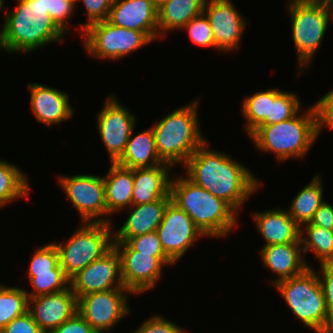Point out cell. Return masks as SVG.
<instances>
[{
  "label": "cell",
  "mask_w": 333,
  "mask_h": 333,
  "mask_svg": "<svg viewBox=\"0 0 333 333\" xmlns=\"http://www.w3.org/2000/svg\"><path fill=\"white\" fill-rule=\"evenodd\" d=\"M28 177L17 165L0 160V208L29 195Z\"/></svg>",
  "instance_id": "cell-28"
},
{
  "label": "cell",
  "mask_w": 333,
  "mask_h": 333,
  "mask_svg": "<svg viewBox=\"0 0 333 333\" xmlns=\"http://www.w3.org/2000/svg\"><path fill=\"white\" fill-rule=\"evenodd\" d=\"M310 223L327 230H333V206L324 201L315 212Z\"/></svg>",
  "instance_id": "cell-44"
},
{
  "label": "cell",
  "mask_w": 333,
  "mask_h": 333,
  "mask_svg": "<svg viewBox=\"0 0 333 333\" xmlns=\"http://www.w3.org/2000/svg\"><path fill=\"white\" fill-rule=\"evenodd\" d=\"M28 267V277L44 273H64L60 266L59 252L54 243H48L36 248Z\"/></svg>",
  "instance_id": "cell-32"
},
{
  "label": "cell",
  "mask_w": 333,
  "mask_h": 333,
  "mask_svg": "<svg viewBox=\"0 0 333 333\" xmlns=\"http://www.w3.org/2000/svg\"><path fill=\"white\" fill-rule=\"evenodd\" d=\"M50 333H97L77 312Z\"/></svg>",
  "instance_id": "cell-43"
},
{
  "label": "cell",
  "mask_w": 333,
  "mask_h": 333,
  "mask_svg": "<svg viewBox=\"0 0 333 333\" xmlns=\"http://www.w3.org/2000/svg\"><path fill=\"white\" fill-rule=\"evenodd\" d=\"M329 8H330V12H331V16H332V20H333V0H326Z\"/></svg>",
  "instance_id": "cell-46"
},
{
  "label": "cell",
  "mask_w": 333,
  "mask_h": 333,
  "mask_svg": "<svg viewBox=\"0 0 333 333\" xmlns=\"http://www.w3.org/2000/svg\"><path fill=\"white\" fill-rule=\"evenodd\" d=\"M206 0H168L158 8V38L169 31L181 30L203 13Z\"/></svg>",
  "instance_id": "cell-26"
},
{
  "label": "cell",
  "mask_w": 333,
  "mask_h": 333,
  "mask_svg": "<svg viewBox=\"0 0 333 333\" xmlns=\"http://www.w3.org/2000/svg\"><path fill=\"white\" fill-rule=\"evenodd\" d=\"M89 55L101 60H119L152 40L142 31L118 27L108 20L91 24L81 36Z\"/></svg>",
  "instance_id": "cell-9"
},
{
  "label": "cell",
  "mask_w": 333,
  "mask_h": 333,
  "mask_svg": "<svg viewBox=\"0 0 333 333\" xmlns=\"http://www.w3.org/2000/svg\"><path fill=\"white\" fill-rule=\"evenodd\" d=\"M76 3V0H48L49 16L65 33L69 28L67 22L76 8Z\"/></svg>",
  "instance_id": "cell-40"
},
{
  "label": "cell",
  "mask_w": 333,
  "mask_h": 333,
  "mask_svg": "<svg viewBox=\"0 0 333 333\" xmlns=\"http://www.w3.org/2000/svg\"><path fill=\"white\" fill-rule=\"evenodd\" d=\"M300 106L297 94L275 89V100L271 101L270 124L291 119L300 113Z\"/></svg>",
  "instance_id": "cell-33"
},
{
  "label": "cell",
  "mask_w": 333,
  "mask_h": 333,
  "mask_svg": "<svg viewBox=\"0 0 333 333\" xmlns=\"http://www.w3.org/2000/svg\"><path fill=\"white\" fill-rule=\"evenodd\" d=\"M4 1L5 0H0V13H1L2 9H3L4 4H5Z\"/></svg>",
  "instance_id": "cell-47"
},
{
  "label": "cell",
  "mask_w": 333,
  "mask_h": 333,
  "mask_svg": "<svg viewBox=\"0 0 333 333\" xmlns=\"http://www.w3.org/2000/svg\"><path fill=\"white\" fill-rule=\"evenodd\" d=\"M113 247L121 257L122 283L134 296L152 290L163 267L175 264L169 257L139 254L127 242H113Z\"/></svg>",
  "instance_id": "cell-11"
},
{
  "label": "cell",
  "mask_w": 333,
  "mask_h": 333,
  "mask_svg": "<svg viewBox=\"0 0 333 333\" xmlns=\"http://www.w3.org/2000/svg\"><path fill=\"white\" fill-rule=\"evenodd\" d=\"M5 13L0 30V48L9 53H30L53 42H61L65 32L48 14V0H18ZM51 42V43H50Z\"/></svg>",
  "instance_id": "cell-2"
},
{
  "label": "cell",
  "mask_w": 333,
  "mask_h": 333,
  "mask_svg": "<svg viewBox=\"0 0 333 333\" xmlns=\"http://www.w3.org/2000/svg\"><path fill=\"white\" fill-rule=\"evenodd\" d=\"M28 278L33 287L30 293L25 290L28 298L56 293L70 287V279L65 273H44Z\"/></svg>",
  "instance_id": "cell-34"
},
{
  "label": "cell",
  "mask_w": 333,
  "mask_h": 333,
  "mask_svg": "<svg viewBox=\"0 0 333 333\" xmlns=\"http://www.w3.org/2000/svg\"><path fill=\"white\" fill-rule=\"evenodd\" d=\"M252 215H254L255 227L266 242L264 246L301 243L300 226L293 220L287 210L279 207L255 212Z\"/></svg>",
  "instance_id": "cell-23"
},
{
  "label": "cell",
  "mask_w": 333,
  "mask_h": 333,
  "mask_svg": "<svg viewBox=\"0 0 333 333\" xmlns=\"http://www.w3.org/2000/svg\"><path fill=\"white\" fill-rule=\"evenodd\" d=\"M320 265L321 270L318 273V277L323 288L329 315L333 319V261Z\"/></svg>",
  "instance_id": "cell-42"
},
{
  "label": "cell",
  "mask_w": 333,
  "mask_h": 333,
  "mask_svg": "<svg viewBox=\"0 0 333 333\" xmlns=\"http://www.w3.org/2000/svg\"><path fill=\"white\" fill-rule=\"evenodd\" d=\"M287 8L298 68L306 70L324 39L332 18L330 8L326 0H288Z\"/></svg>",
  "instance_id": "cell-7"
},
{
  "label": "cell",
  "mask_w": 333,
  "mask_h": 333,
  "mask_svg": "<svg viewBox=\"0 0 333 333\" xmlns=\"http://www.w3.org/2000/svg\"><path fill=\"white\" fill-rule=\"evenodd\" d=\"M173 166L164 163L153 167L133 169L134 185L132 205L150 203L165 196H171L170 169Z\"/></svg>",
  "instance_id": "cell-22"
},
{
  "label": "cell",
  "mask_w": 333,
  "mask_h": 333,
  "mask_svg": "<svg viewBox=\"0 0 333 333\" xmlns=\"http://www.w3.org/2000/svg\"><path fill=\"white\" fill-rule=\"evenodd\" d=\"M27 86L30 91L31 110L37 122L51 127L73 116L74 109L65 91L38 83H29Z\"/></svg>",
  "instance_id": "cell-19"
},
{
  "label": "cell",
  "mask_w": 333,
  "mask_h": 333,
  "mask_svg": "<svg viewBox=\"0 0 333 333\" xmlns=\"http://www.w3.org/2000/svg\"><path fill=\"white\" fill-rule=\"evenodd\" d=\"M171 200V196H165L150 203L131 205L128 219L120 229L113 231V242H127L134 236L156 231Z\"/></svg>",
  "instance_id": "cell-21"
},
{
  "label": "cell",
  "mask_w": 333,
  "mask_h": 333,
  "mask_svg": "<svg viewBox=\"0 0 333 333\" xmlns=\"http://www.w3.org/2000/svg\"><path fill=\"white\" fill-rule=\"evenodd\" d=\"M170 193L206 237H227L238 225V213L228 203L187 177H172Z\"/></svg>",
  "instance_id": "cell-3"
},
{
  "label": "cell",
  "mask_w": 333,
  "mask_h": 333,
  "mask_svg": "<svg viewBox=\"0 0 333 333\" xmlns=\"http://www.w3.org/2000/svg\"><path fill=\"white\" fill-rule=\"evenodd\" d=\"M107 175L103 176L105 185V202L107 206V223L112 224L113 214L132 205L134 185L133 169L117 163H110Z\"/></svg>",
  "instance_id": "cell-24"
},
{
  "label": "cell",
  "mask_w": 333,
  "mask_h": 333,
  "mask_svg": "<svg viewBox=\"0 0 333 333\" xmlns=\"http://www.w3.org/2000/svg\"><path fill=\"white\" fill-rule=\"evenodd\" d=\"M208 145L206 140L184 164L186 177L223 199L238 213L245 201L259 190L261 181L248 167Z\"/></svg>",
  "instance_id": "cell-1"
},
{
  "label": "cell",
  "mask_w": 333,
  "mask_h": 333,
  "mask_svg": "<svg viewBox=\"0 0 333 333\" xmlns=\"http://www.w3.org/2000/svg\"><path fill=\"white\" fill-rule=\"evenodd\" d=\"M203 13L209 20L216 50L232 52L241 44L246 21L231 0H206Z\"/></svg>",
  "instance_id": "cell-16"
},
{
  "label": "cell",
  "mask_w": 333,
  "mask_h": 333,
  "mask_svg": "<svg viewBox=\"0 0 333 333\" xmlns=\"http://www.w3.org/2000/svg\"><path fill=\"white\" fill-rule=\"evenodd\" d=\"M181 30H186L189 34V38L197 46L216 49L212 29L204 13L191 19Z\"/></svg>",
  "instance_id": "cell-35"
},
{
  "label": "cell",
  "mask_w": 333,
  "mask_h": 333,
  "mask_svg": "<svg viewBox=\"0 0 333 333\" xmlns=\"http://www.w3.org/2000/svg\"><path fill=\"white\" fill-rule=\"evenodd\" d=\"M186 329L163 318L161 315L148 317L133 333H185Z\"/></svg>",
  "instance_id": "cell-39"
},
{
  "label": "cell",
  "mask_w": 333,
  "mask_h": 333,
  "mask_svg": "<svg viewBox=\"0 0 333 333\" xmlns=\"http://www.w3.org/2000/svg\"><path fill=\"white\" fill-rule=\"evenodd\" d=\"M317 137L322 132L323 127L333 129V89L322 96L315 104Z\"/></svg>",
  "instance_id": "cell-38"
},
{
  "label": "cell",
  "mask_w": 333,
  "mask_h": 333,
  "mask_svg": "<svg viewBox=\"0 0 333 333\" xmlns=\"http://www.w3.org/2000/svg\"><path fill=\"white\" fill-rule=\"evenodd\" d=\"M321 177L318 174L313 177L311 182L295 195L289 209H286L300 227L313 219L315 212L325 201Z\"/></svg>",
  "instance_id": "cell-27"
},
{
  "label": "cell",
  "mask_w": 333,
  "mask_h": 333,
  "mask_svg": "<svg viewBox=\"0 0 333 333\" xmlns=\"http://www.w3.org/2000/svg\"><path fill=\"white\" fill-rule=\"evenodd\" d=\"M168 0H152L153 4L159 8L161 5H163L165 2H167Z\"/></svg>",
  "instance_id": "cell-45"
},
{
  "label": "cell",
  "mask_w": 333,
  "mask_h": 333,
  "mask_svg": "<svg viewBox=\"0 0 333 333\" xmlns=\"http://www.w3.org/2000/svg\"><path fill=\"white\" fill-rule=\"evenodd\" d=\"M157 233L165 254L176 264L197 239L206 236L191 217L172 200L168 203Z\"/></svg>",
  "instance_id": "cell-14"
},
{
  "label": "cell",
  "mask_w": 333,
  "mask_h": 333,
  "mask_svg": "<svg viewBox=\"0 0 333 333\" xmlns=\"http://www.w3.org/2000/svg\"><path fill=\"white\" fill-rule=\"evenodd\" d=\"M127 243L139 254H152V257H168L161 246L157 231L134 236Z\"/></svg>",
  "instance_id": "cell-36"
},
{
  "label": "cell",
  "mask_w": 333,
  "mask_h": 333,
  "mask_svg": "<svg viewBox=\"0 0 333 333\" xmlns=\"http://www.w3.org/2000/svg\"><path fill=\"white\" fill-rule=\"evenodd\" d=\"M79 1L84 3L86 11L84 13L87 15L86 23H83L78 27V29L82 32V36L84 29L91 24L108 19L114 0H76V2Z\"/></svg>",
  "instance_id": "cell-37"
},
{
  "label": "cell",
  "mask_w": 333,
  "mask_h": 333,
  "mask_svg": "<svg viewBox=\"0 0 333 333\" xmlns=\"http://www.w3.org/2000/svg\"><path fill=\"white\" fill-rule=\"evenodd\" d=\"M304 111L283 122L259 125L249 135L254 146L262 153H273L282 163L287 159L304 158L318 138L314 106Z\"/></svg>",
  "instance_id": "cell-4"
},
{
  "label": "cell",
  "mask_w": 333,
  "mask_h": 333,
  "mask_svg": "<svg viewBox=\"0 0 333 333\" xmlns=\"http://www.w3.org/2000/svg\"><path fill=\"white\" fill-rule=\"evenodd\" d=\"M135 115L109 95L104 107L97 114V129L109 155V162L116 163L124 154L129 137L136 125Z\"/></svg>",
  "instance_id": "cell-13"
},
{
  "label": "cell",
  "mask_w": 333,
  "mask_h": 333,
  "mask_svg": "<svg viewBox=\"0 0 333 333\" xmlns=\"http://www.w3.org/2000/svg\"><path fill=\"white\" fill-rule=\"evenodd\" d=\"M300 241L304 257L311 251L314 252L320 264L333 261V230H327L309 222L300 227Z\"/></svg>",
  "instance_id": "cell-29"
},
{
  "label": "cell",
  "mask_w": 333,
  "mask_h": 333,
  "mask_svg": "<svg viewBox=\"0 0 333 333\" xmlns=\"http://www.w3.org/2000/svg\"><path fill=\"white\" fill-rule=\"evenodd\" d=\"M0 333H44L29 311L13 319Z\"/></svg>",
  "instance_id": "cell-41"
},
{
  "label": "cell",
  "mask_w": 333,
  "mask_h": 333,
  "mask_svg": "<svg viewBox=\"0 0 333 333\" xmlns=\"http://www.w3.org/2000/svg\"><path fill=\"white\" fill-rule=\"evenodd\" d=\"M27 311L28 296L25 289L0 283V331Z\"/></svg>",
  "instance_id": "cell-31"
},
{
  "label": "cell",
  "mask_w": 333,
  "mask_h": 333,
  "mask_svg": "<svg viewBox=\"0 0 333 333\" xmlns=\"http://www.w3.org/2000/svg\"><path fill=\"white\" fill-rule=\"evenodd\" d=\"M128 294L132 293L126 288L86 294L77 300L78 313L97 333H111L130 314Z\"/></svg>",
  "instance_id": "cell-10"
},
{
  "label": "cell",
  "mask_w": 333,
  "mask_h": 333,
  "mask_svg": "<svg viewBox=\"0 0 333 333\" xmlns=\"http://www.w3.org/2000/svg\"><path fill=\"white\" fill-rule=\"evenodd\" d=\"M28 311L44 333H50L78 312L71 287L48 295L28 298Z\"/></svg>",
  "instance_id": "cell-17"
},
{
  "label": "cell",
  "mask_w": 333,
  "mask_h": 333,
  "mask_svg": "<svg viewBox=\"0 0 333 333\" xmlns=\"http://www.w3.org/2000/svg\"><path fill=\"white\" fill-rule=\"evenodd\" d=\"M259 252L264 267L278 277L271 281L273 285L281 280L300 275L311 267L304 260L301 243L262 246Z\"/></svg>",
  "instance_id": "cell-20"
},
{
  "label": "cell",
  "mask_w": 333,
  "mask_h": 333,
  "mask_svg": "<svg viewBox=\"0 0 333 333\" xmlns=\"http://www.w3.org/2000/svg\"><path fill=\"white\" fill-rule=\"evenodd\" d=\"M287 306L305 327L315 333H333L330 317L318 272L308 267L300 275L274 284Z\"/></svg>",
  "instance_id": "cell-6"
},
{
  "label": "cell",
  "mask_w": 333,
  "mask_h": 333,
  "mask_svg": "<svg viewBox=\"0 0 333 333\" xmlns=\"http://www.w3.org/2000/svg\"><path fill=\"white\" fill-rule=\"evenodd\" d=\"M70 287L77 300L86 294L125 288L122 283L121 257L112 247L70 279Z\"/></svg>",
  "instance_id": "cell-15"
},
{
  "label": "cell",
  "mask_w": 333,
  "mask_h": 333,
  "mask_svg": "<svg viewBox=\"0 0 333 333\" xmlns=\"http://www.w3.org/2000/svg\"><path fill=\"white\" fill-rule=\"evenodd\" d=\"M81 223L64 243L54 242L59 252L60 266L69 279L113 247L112 231L115 225L103 222Z\"/></svg>",
  "instance_id": "cell-8"
},
{
  "label": "cell",
  "mask_w": 333,
  "mask_h": 333,
  "mask_svg": "<svg viewBox=\"0 0 333 333\" xmlns=\"http://www.w3.org/2000/svg\"><path fill=\"white\" fill-rule=\"evenodd\" d=\"M118 27L144 32L158 39V8L152 0H114L107 19Z\"/></svg>",
  "instance_id": "cell-18"
},
{
  "label": "cell",
  "mask_w": 333,
  "mask_h": 333,
  "mask_svg": "<svg viewBox=\"0 0 333 333\" xmlns=\"http://www.w3.org/2000/svg\"><path fill=\"white\" fill-rule=\"evenodd\" d=\"M116 163L129 169L153 167L164 164L165 162L159 157L156 149L152 127L135 136H133L132 131L124 154Z\"/></svg>",
  "instance_id": "cell-25"
},
{
  "label": "cell",
  "mask_w": 333,
  "mask_h": 333,
  "mask_svg": "<svg viewBox=\"0 0 333 333\" xmlns=\"http://www.w3.org/2000/svg\"><path fill=\"white\" fill-rule=\"evenodd\" d=\"M275 100V88L255 92L244 99L242 115L245 117V131L248 136L259 126L270 124L271 101Z\"/></svg>",
  "instance_id": "cell-30"
},
{
  "label": "cell",
  "mask_w": 333,
  "mask_h": 333,
  "mask_svg": "<svg viewBox=\"0 0 333 333\" xmlns=\"http://www.w3.org/2000/svg\"><path fill=\"white\" fill-rule=\"evenodd\" d=\"M198 101L176 108L152 126L158 155L165 163L184 165L207 140L199 128Z\"/></svg>",
  "instance_id": "cell-5"
},
{
  "label": "cell",
  "mask_w": 333,
  "mask_h": 333,
  "mask_svg": "<svg viewBox=\"0 0 333 333\" xmlns=\"http://www.w3.org/2000/svg\"><path fill=\"white\" fill-rule=\"evenodd\" d=\"M58 183L78 211L82 222L107 223L103 177L92 174H75L58 177Z\"/></svg>",
  "instance_id": "cell-12"
}]
</instances>
